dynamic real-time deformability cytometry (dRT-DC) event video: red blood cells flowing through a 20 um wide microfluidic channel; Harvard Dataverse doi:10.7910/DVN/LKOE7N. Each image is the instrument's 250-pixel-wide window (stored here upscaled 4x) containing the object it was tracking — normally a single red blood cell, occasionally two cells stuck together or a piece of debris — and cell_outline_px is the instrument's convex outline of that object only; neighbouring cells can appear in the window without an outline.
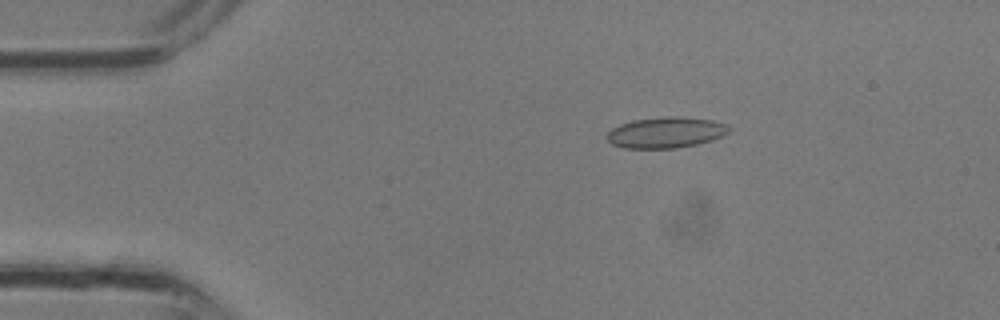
{"species": "common noctule bat (a hibernating species)", "species_latin": "Nyctalus noctula", "temperature_condition": "room temperature", "stored_images_in_passage": 2, "camera_frame_rate_fps": 3000, "um_per_image_px": 0.085, "animal": {"sex": "male", "body_mass_g": 13.3}, "frame": {"image": 1, "passage_image": 1, "time_ms": 0.0, "image_size_px": [1000, 320], "cell_outline_px": [[732, 128], [728, 132], [712, 140], [696, 144], [676, 148], [624, 148], [612, 144], [608, 140], [608, 132], [612, 128], [620, 124], [632, 120], [664, 116], [680, 116], [712, 120], [728, 124]], "centroid_in_image_um": [56.61, 11.25], "position_along_channel_um": 28.4, "area_um2": 22.02}}
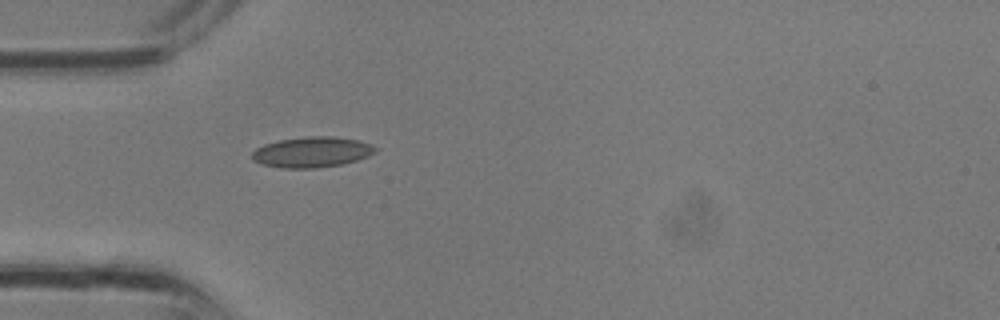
{"frame": {"image": 2, "passage_image": 2, "time_ms": 0.333, "image_size_px": [1000, 320], "cell_outline_px": [[380, 148], [376, 152], [368, 156], [344, 164], [316, 168], [284, 168], [264, 164], [252, 160], [252, 152], [256, 148], [264, 144], [280, 140], [308, 136], [336, 136], [356, 140], [372, 144]], "centroid_in_image_um": [26.56, 12.92], "position_along_channel_um": 58.4, "area_um2": 22.02}}